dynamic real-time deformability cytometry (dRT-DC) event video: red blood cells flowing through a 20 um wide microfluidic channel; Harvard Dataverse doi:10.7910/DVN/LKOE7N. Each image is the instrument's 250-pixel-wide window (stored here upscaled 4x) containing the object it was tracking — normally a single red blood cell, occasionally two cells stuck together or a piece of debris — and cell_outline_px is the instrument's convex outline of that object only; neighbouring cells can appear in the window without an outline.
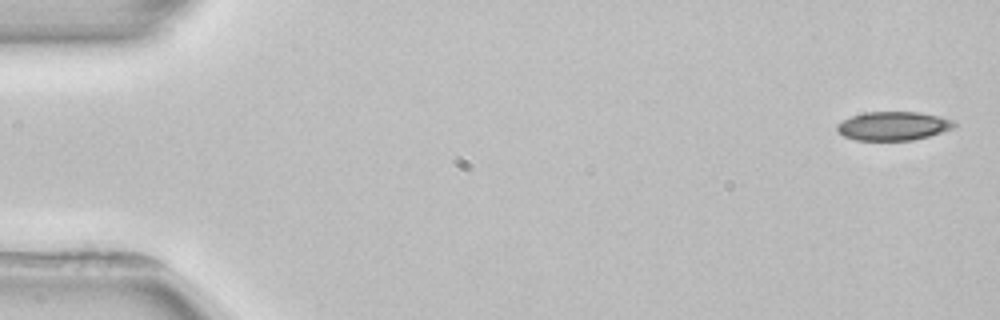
{"species": "common noctule bat (a hibernating species)", "species_latin": "Nyctalus noctula", "temperature_condition": "room temperature", "stored_images_in_passage": 4, "camera_frame_rate_fps": 3000, "um_per_image_px": 0.085, "animal": {"sex": "female", "body_mass_g": 22.7, "forearm_length_mm": 54.2}, "frame": {"image": 1, "passage_image": 1, "time_ms": 0.0, "image_size_px": [1000, 320], "cell_outline_px": [[956, 128], [928, 136], [912, 140], [856, 140], [844, 136], [836, 132], [836, 124], [852, 116], [864, 112], [920, 112], [940, 116], [952, 120], [956, 124]], "centroid_in_image_um": [75.93, 10.7], "position_along_channel_um": 9.1, "area_um2": 19.71}}
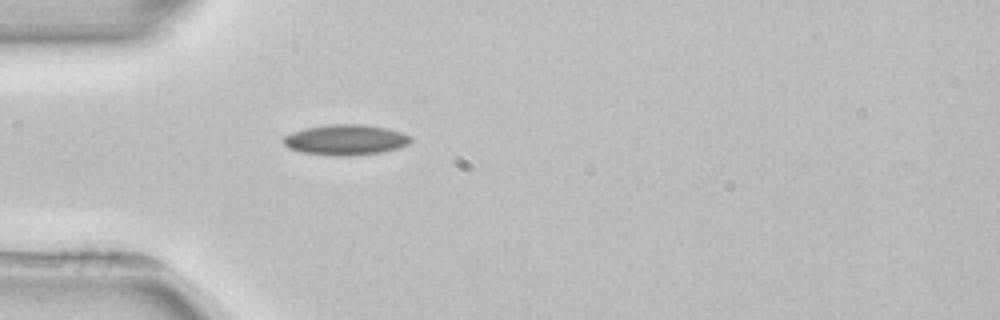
{"frame": {"image": 2, "passage_image": 4, "time_ms": 4.667, "image_size_px": [1000, 320], "cell_outline_px": [[412, 140], [408, 144], [396, 148], [380, 152], [352, 156], [336, 156], [300, 152], [288, 148], [284, 144], [284, 136], [292, 132], [304, 128], [328, 124], [364, 124], [384, 128], [400, 132], [412, 136]], "centroid_in_image_um": [29.35, 11.88], "position_along_channel_um": 55.7, "area_um2": 22.6}}